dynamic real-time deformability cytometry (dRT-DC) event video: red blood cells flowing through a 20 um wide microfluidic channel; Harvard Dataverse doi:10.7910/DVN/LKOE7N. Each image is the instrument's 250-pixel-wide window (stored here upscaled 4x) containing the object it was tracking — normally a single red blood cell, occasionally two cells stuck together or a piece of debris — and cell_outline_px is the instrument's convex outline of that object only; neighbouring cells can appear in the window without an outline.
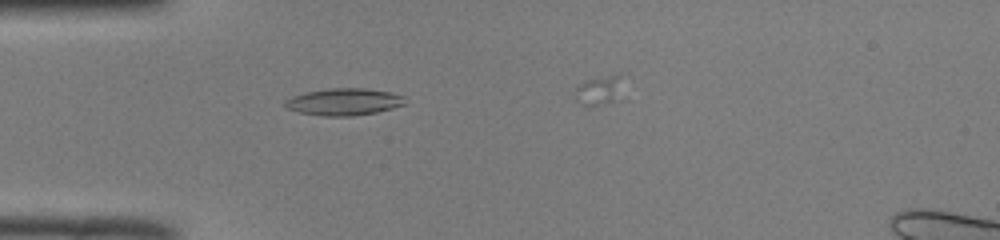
{"species": "common noctule bat (a hibernating species)", "species_latin": "Nyctalus noctula", "temperature_condition": "room temperature", "stored_images_in_passage": 27, "camera_frame_rate_fps": 3000, "um_per_image_px": 0.085, "animal": {"sex": "male", "body_mass_g": 19.0, "forearm_length_mm": 50.8}, "frame": {"image": 1, "passage_image": 13, "time_ms": 4.0, "image_size_px": [1000, 240], "cell_outline_px": [[404, 104], [392, 108], [376, 112], [352, 116], [324, 116], [300, 112], [284, 108], [284, 100], [292, 96], [308, 92], [332, 88], [364, 88], [392, 92], [404, 96]], "centroid_in_image_um": [29.22, 8.65], "position_along_channel_um": 55.8, "area_um2": 18.79}}
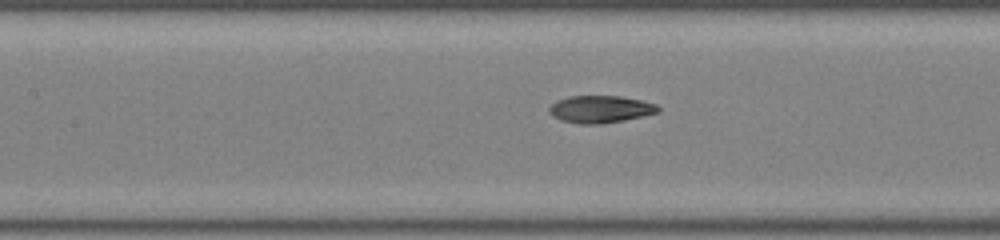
{"frame": {"image": 2, "passage_image": 21, "time_ms": 6.667, "image_size_px": [1000, 240], "cell_outline_px": [[660, 112], [624, 120], [596, 124], [580, 124], [560, 120], [552, 116], [548, 112], [548, 108], [556, 100], [568, 96], [620, 96], [640, 100], [656, 104], [660, 108]], "centroid_in_image_um": [51.0, 9.28], "position_along_channel_um": 156.4, "area_um2": 17.34}}
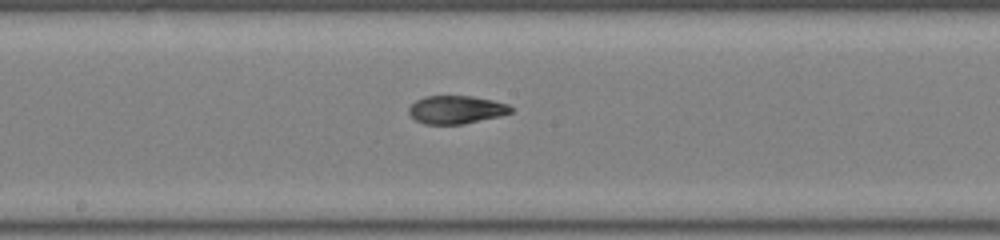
{"frame": {"image": 3, "passage_image": 25, "time_ms": 8.0, "image_size_px": [1000, 240], "cell_outline_px": [[512, 112], [500, 116], [464, 124], [424, 124], [416, 120], [408, 112], [408, 108], [416, 100], [424, 96], [472, 96], [492, 100], [508, 104], [512, 108]], "centroid_in_image_um": [38.77, 9.32], "position_along_channel_um": 209.4, "area_um2": 16.7}}